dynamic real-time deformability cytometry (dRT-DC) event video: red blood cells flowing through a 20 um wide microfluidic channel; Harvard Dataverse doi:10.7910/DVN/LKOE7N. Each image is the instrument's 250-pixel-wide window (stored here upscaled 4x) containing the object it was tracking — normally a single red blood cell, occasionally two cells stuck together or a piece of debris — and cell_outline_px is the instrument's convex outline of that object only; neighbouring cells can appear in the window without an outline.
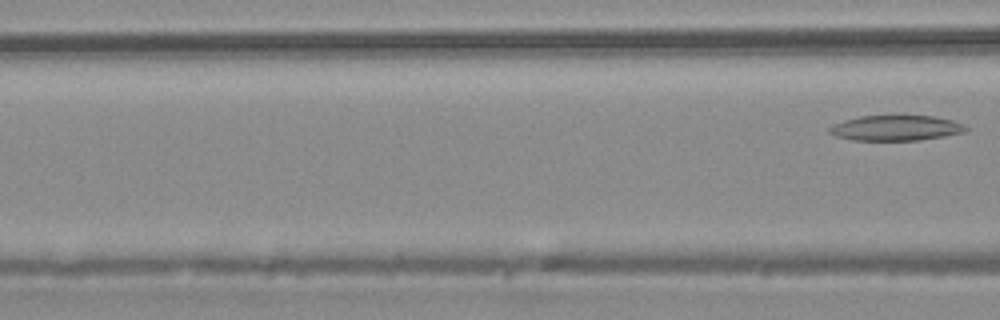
{"species": "common noctule bat (a hibernating species)", "species_latin": "Nyctalus noctula", "temperature_condition": "warm", "stored_images_in_passage": 4, "camera_frame_rate_fps": 3000, "um_per_image_px": 0.085, "animal": {"sex": "male", "body_mass_g": 20.4}, "frame": {"image": 1, "passage_image": 4, "time_ms": 1.0, "image_size_px": [1000, 320], "cell_outline_px": [[968, 128], [964, 132], [944, 136], [920, 140], [852, 140], [836, 136], [828, 132], [828, 128], [832, 124], [844, 120], [860, 116], [936, 116], [952, 120], [964, 124]], "centroid_in_image_um": [76.13, 10.88], "position_along_channel_um": 90.5, "area_um2": 20.11}}